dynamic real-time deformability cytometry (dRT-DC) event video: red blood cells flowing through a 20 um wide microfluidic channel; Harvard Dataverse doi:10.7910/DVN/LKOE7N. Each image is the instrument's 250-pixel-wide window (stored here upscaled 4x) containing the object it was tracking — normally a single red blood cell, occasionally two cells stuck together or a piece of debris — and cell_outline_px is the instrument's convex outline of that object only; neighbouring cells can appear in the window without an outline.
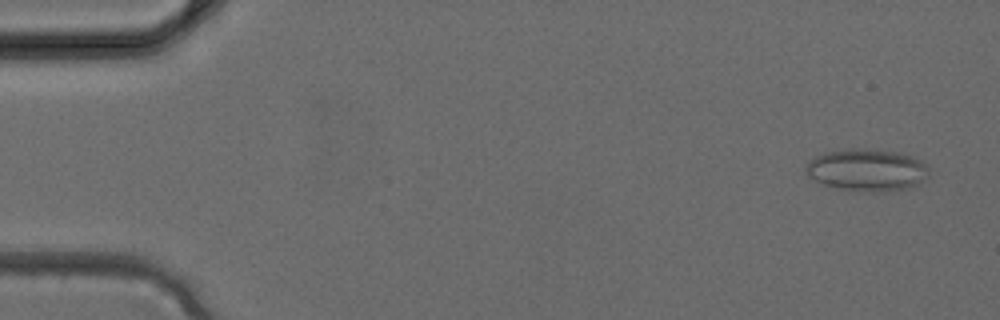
{"species": "common noctule bat (a hibernating species)", "species_latin": "Nyctalus noctula", "temperature_condition": "cold", "stored_images_in_passage": 3, "camera_frame_rate_fps": 3000, "um_per_image_px": 0.085, "animal": {"sex": "female", "body_mass_g": 24.6, "forearm_length_mm": 56.2}, "frame": {"image": 1, "passage_image": 1, "time_ms": 0.0, "image_size_px": [1000, 320], "cell_outline_px": [[928, 176], [920, 184], [904, 188], [876, 192], [872, 192], [840, 188], [824, 184], [808, 176], [804, 172], [804, 168], [808, 160], [824, 152], [852, 148], [868, 148], [896, 152], [912, 156], [928, 164]], "centroid_in_image_um": [73.68, 14.42], "position_along_channel_um": 11.3, "area_um2": 30.29}}